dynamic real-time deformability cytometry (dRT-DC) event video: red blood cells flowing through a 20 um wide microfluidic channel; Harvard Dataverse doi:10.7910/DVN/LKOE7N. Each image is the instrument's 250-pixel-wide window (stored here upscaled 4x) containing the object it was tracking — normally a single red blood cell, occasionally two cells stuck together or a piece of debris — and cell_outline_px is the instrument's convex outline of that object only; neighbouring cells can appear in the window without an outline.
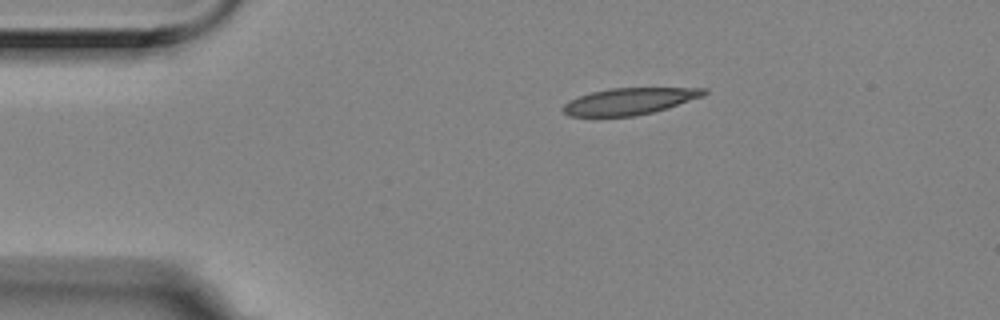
{"species": "Egyptian fruit bat (a non-hibernating species)", "species_latin": "Rousettus aegyptiacus", "temperature_condition": "room temperature", "stored_images_in_passage": 4, "camera_frame_rate_fps": 3000, "um_per_image_px": 0.085, "animal": {"sex": "female"}, "frame": {"image": 1, "passage_image": 1, "time_ms": 0.0, "image_size_px": [1000, 320], "cell_outline_px": [[708, 92], [704, 96], [668, 108], [636, 116], [568, 116], [560, 108], [568, 100], [592, 92], [612, 88], [708, 88]], "centroid_in_image_um": [53.51, 8.61], "position_along_channel_um": 31.5, "area_um2": 21.91}}
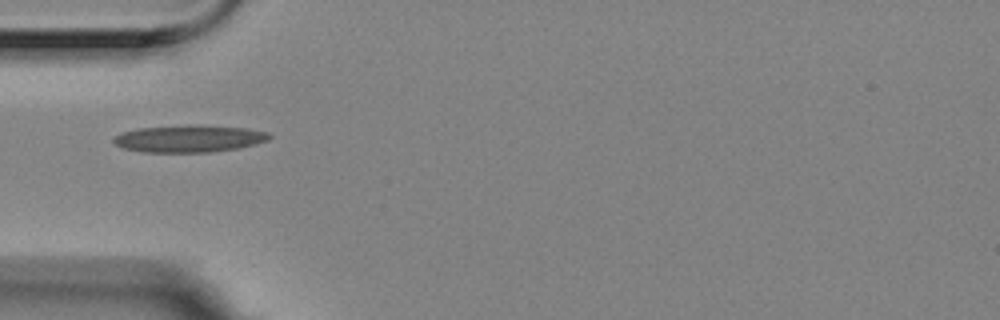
{"frame": {"image": 2, "passage_image": 3, "time_ms": 0.667, "image_size_px": [1000, 320], "cell_outline_px": [[272, 136], [268, 140], [256, 144], [240, 148], [208, 152], [144, 152], [124, 148], [116, 144], [112, 140], [120, 132], [140, 128], [188, 124], [204, 124], [248, 128], [268, 132]], "centroid_in_image_um": [16.12, 11.76], "position_along_channel_um": 68.9, "area_um2": 24.97}}
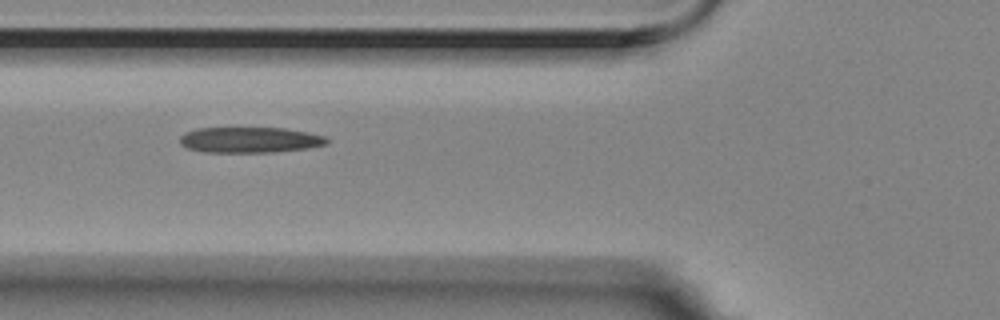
{"frame": {"image": 3, "passage_image": 4, "time_ms": 1.0, "image_size_px": [1000, 320], "cell_outline_px": [[328, 144], [308, 148], [272, 152], [204, 152], [188, 148], [180, 144], [180, 136], [184, 132], [196, 128], [284, 128], [308, 132], [324, 136], [328, 140]], "centroid_in_image_um": [21.22, 11.89], "position_along_channel_um": 104.6, "area_um2": 22.02}}